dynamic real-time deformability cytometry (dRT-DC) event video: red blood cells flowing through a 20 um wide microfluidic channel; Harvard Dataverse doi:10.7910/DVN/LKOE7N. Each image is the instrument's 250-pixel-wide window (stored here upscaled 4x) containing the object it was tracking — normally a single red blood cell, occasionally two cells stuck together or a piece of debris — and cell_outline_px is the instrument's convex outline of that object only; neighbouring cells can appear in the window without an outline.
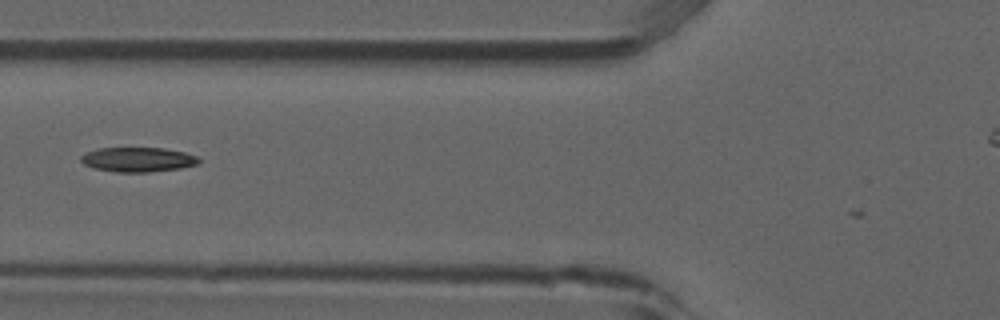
{"species": "common noctule bat (a hibernating species)", "species_latin": "Nyctalus noctula", "temperature_condition": "room temperature", "stored_images_in_passage": 4, "camera_frame_rate_fps": 3000, "um_per_image_px": 0.085, "animal": {"sex": "male", "forearm_length_mm": 52.5}, "frame": {"image": 1, "passage_image": 4, "time_ms": 1.0, "image_size_px": [1000, 320], "cell_outline_px": [[200, 160], [196, 164], [180, 168], [148, 172], [116, 172], [92, 168], [84, 164], [80, 160], [80, 156], [88, 152], [100, 148], [164, 148], [184, 152], [196, 156]], "centroid_in_image_um": [11.69, 13.56], "position_along_channel_um": 114.1, "area_um2": 16.76}}